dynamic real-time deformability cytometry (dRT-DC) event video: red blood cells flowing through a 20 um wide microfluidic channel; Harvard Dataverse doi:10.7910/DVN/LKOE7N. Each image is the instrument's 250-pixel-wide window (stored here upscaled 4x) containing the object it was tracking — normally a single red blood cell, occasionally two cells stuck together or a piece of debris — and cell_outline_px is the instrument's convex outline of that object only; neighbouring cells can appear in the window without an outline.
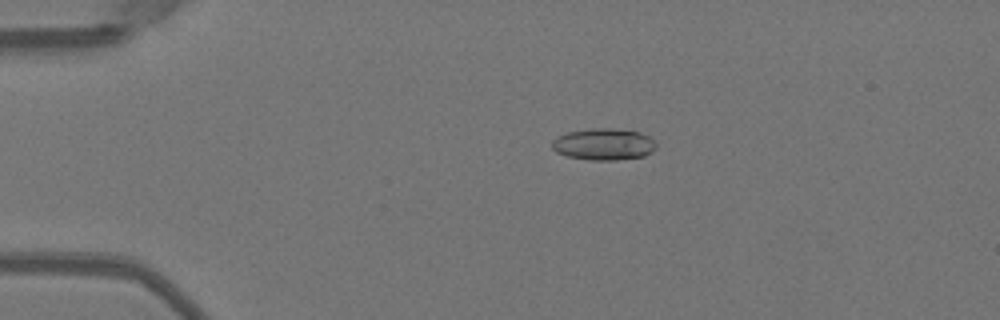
{"species": "Egyptian fruit bat (a non-hibernating species)", "species_latin": "Rousettus aegyptiacus", "temperature_condition": "warm", "stored_images_in_passage": 49, "camera_frame_rate_fps": 3000, "um_per_image_px": 0.085, "animal": {"sex": "female"}, "frame": {"image": 1, "passage_image": 9, "time_ms": 2.667, "image_size_px": [1000, 320], "cell_outline_px": [[656, 148], [652, 152], [644, 156], [616, 160], [588, 160], [568, 156], [556, 152], [552, 148], [552, 140], [556, 136], [568, 132], [592, 128], [612, 128], [640, 132], [648, 136], [656, 144]], "centroid_in_image_um": [51.3, 12.26], "position_along_channel_um": 33.7, "area_um2": 19.31}}
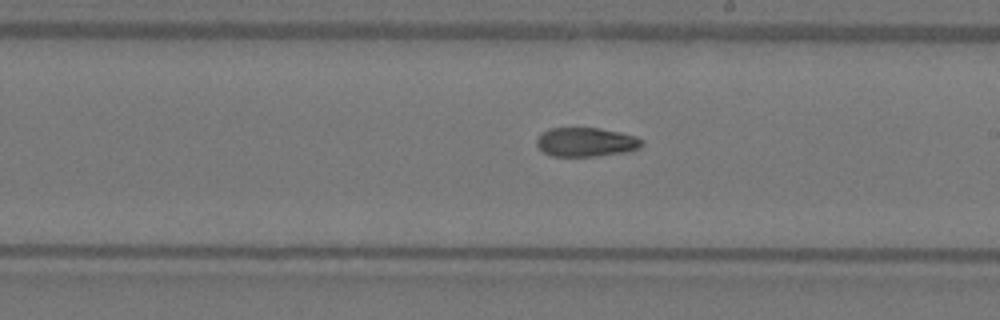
{"frame": {"image": 2, "passage_image": 28, "time_ms": 9.0, "image_size_px": [1000, 320], "cell_outline_px": [[644, 144], [640, 148], [628, 152], [596, 156], [552, 156], [544, 152], [536, 144], [536, 140], [540, 132], [548, 128], [600, 128], [620, 132], [636, 136], [644, 140]], "centroid_in_image_um": [49.83, 12.07], "position_along_channel_um": 239.2, "area_um2": 18.09}}
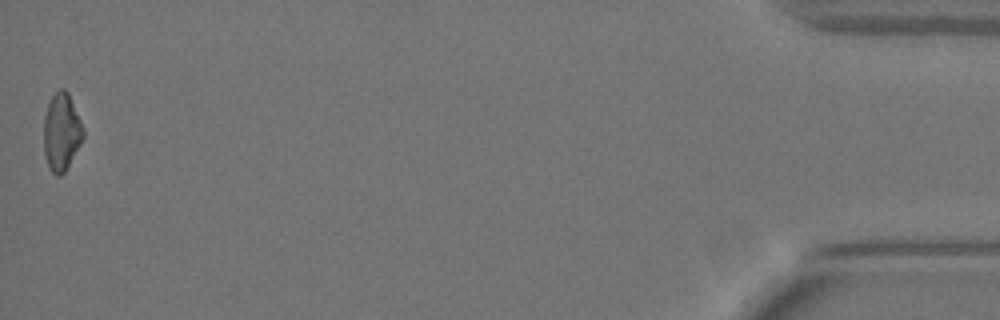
{"frame": {"image": 3, "passage_image": 49, "time_ms": 16.0, "image_size_px": [1000, 320], "cell_outline_px": [[84, 136], [80, 144], [64, 172], [60, 176], [56, 176], [48, 168], [44, 156], [44, 116], [48, 104], [52, 96], [60, 88], [64, 88], [68, 92], [84, 128]], "centroid_in_image_um": [5.22, 11.22], "position_along_channel_um": 430.0, "area_um2": 17.8}, "authors_computed_cell_mechanics": {"area_um2": 18.6694, "velocity_mm_per_s": 4.0244, "shape_relaxation_time_tau1_ms": null, "shape_relaxation_time_tau2_ms": 7.6612, "deformation_change_tau1": null, "deformation_change_tau2": 0.1414}}